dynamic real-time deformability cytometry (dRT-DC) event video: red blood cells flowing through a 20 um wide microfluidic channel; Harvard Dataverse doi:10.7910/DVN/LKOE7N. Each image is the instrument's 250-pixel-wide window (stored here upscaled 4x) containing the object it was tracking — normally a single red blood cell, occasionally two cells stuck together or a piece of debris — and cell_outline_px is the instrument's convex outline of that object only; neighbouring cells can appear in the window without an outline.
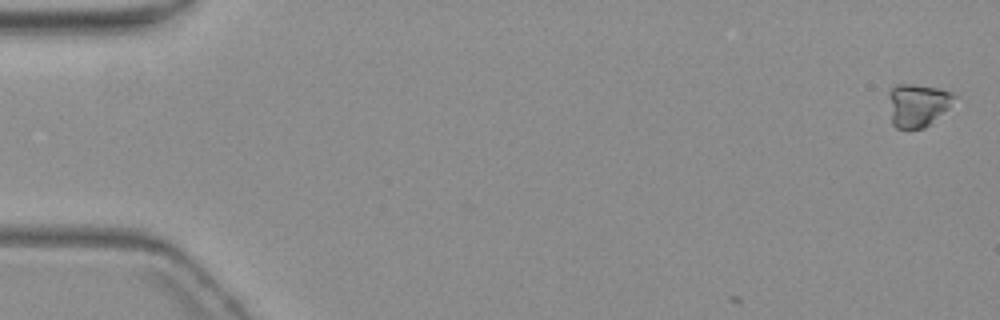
{"species": "common noctule bat (a hibernating species)", "species_latin": "Nyctalus noctula", "temperature_condition": "warm", "stored_images_in_passage": 5, "camera_frame_rate_fps": 3000, "um_per_image_px": 0.085, "animal": {"sex": "female", "body_mass_g": 19.3, "forearm_length_mm": 54.1}, "frame": {"image": 1, "passage_image": 1, "time_ms": 0.0, "image_size_px": [1000, 320], "cell_outline_px": [[956, 96], [948, 108], [924, 128], [896, 128], [892, 124], [888, 96], [888, 92], [896, 84], [912, 84], [936, 88], [952, 92]], "centroid_in_image_um": [77.96, 8.92], "position_along_channel_um": 7.0, "area_um2": 16.24}}
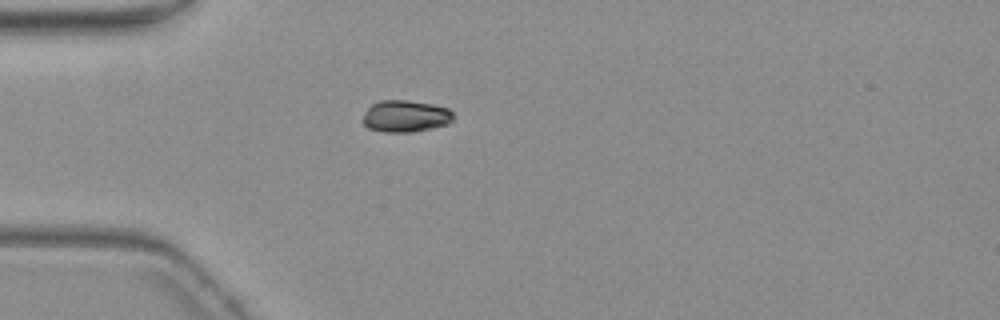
{"frame": {"image": 2, "passage_image": 5, "time_ms": 5.0, "image_size_px": [1000, 320], "cell_outline_px": [[452, 120], [448, 124], [412, 132], [384, 132], [368, 128], [364, 124], [364, 112], [372, 104], [380, 100], [408, 100], [432, 104], [448, 108], [452, 112]], "centroid_in_image_um": [34.46, 9.87], "position_along_channel_um": 50.5, "area_um2": 16.7}}